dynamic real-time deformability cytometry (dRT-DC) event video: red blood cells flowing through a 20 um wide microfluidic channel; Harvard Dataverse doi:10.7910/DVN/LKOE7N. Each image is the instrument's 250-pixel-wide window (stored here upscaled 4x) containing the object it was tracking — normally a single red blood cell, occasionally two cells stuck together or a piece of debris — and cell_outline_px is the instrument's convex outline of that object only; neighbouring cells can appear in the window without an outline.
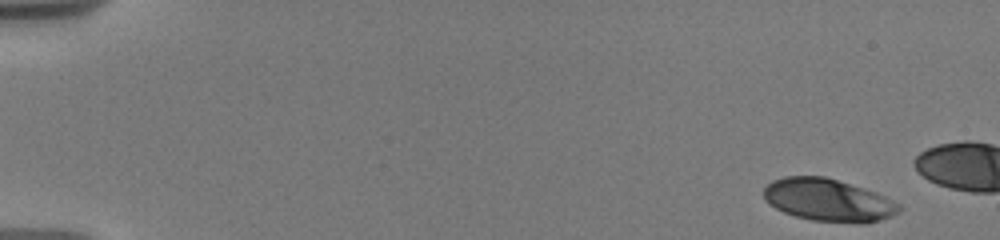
{"species": "human", "species_latin": "Homo sapiens", "temperature_condition": "warm", "stored_images_in_passage": 8, "camera_frame_rate_fps": 3000, "um_per_image_px": 0.085, "donor": {"sex": "male"}, "frame": {"image": 1, "passage_image": 1, "time_ms": 0.0, "image_size_px": [1000, 240], "cell_outline_px": [[900, 208], [892, 216], [880, 220], [864, 224], [812, 220], [796, 216], [784, 212], [776, 208], [764, 200], [764, 188], [772, 180], [784, 176], [824, 176], [864, 188], [876, 192], [900, 204]], "centroid_in_image_um": [70.39, 17.01], "position_along_channel_um": 14.6, "area_um2": 33.47}}